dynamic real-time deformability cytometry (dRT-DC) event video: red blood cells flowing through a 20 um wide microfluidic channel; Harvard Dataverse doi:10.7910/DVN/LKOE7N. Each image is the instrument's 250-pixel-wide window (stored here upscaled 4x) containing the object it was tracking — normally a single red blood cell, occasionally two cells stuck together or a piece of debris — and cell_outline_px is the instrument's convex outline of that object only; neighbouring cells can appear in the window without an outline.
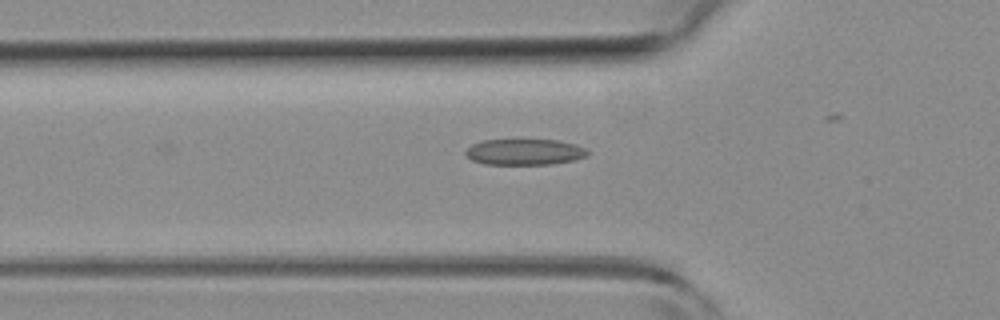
{"species": "common noctule bat (a hibernating species)", "species_latin": "Nyctalus noctula", "temperature_condition": "room temperature", "stored_images_in_passage": 5, "camera_frame_rate_fps": 3000, "um_per_image_px": 0.085, "animal": {"sex": "female", "body_mass_g": 19.3, "forearm_length_mm": 54.1}, "frame": {"image": 1, "passage_image": 5, "time_ms": 1.333, "image_size_px": [1000, 320], "cell_outline_px": [[592, 152], [588, 156], [572, 160], [552, 164], [484, 164], [472, 160], [464, 152], [472, 144], [484, 140], [560, 140], [576, 144]], "centroid_in_image_um": [44.63, 12.91], "position_along_channel_um": 81.2, "area_um2": 18.5}}